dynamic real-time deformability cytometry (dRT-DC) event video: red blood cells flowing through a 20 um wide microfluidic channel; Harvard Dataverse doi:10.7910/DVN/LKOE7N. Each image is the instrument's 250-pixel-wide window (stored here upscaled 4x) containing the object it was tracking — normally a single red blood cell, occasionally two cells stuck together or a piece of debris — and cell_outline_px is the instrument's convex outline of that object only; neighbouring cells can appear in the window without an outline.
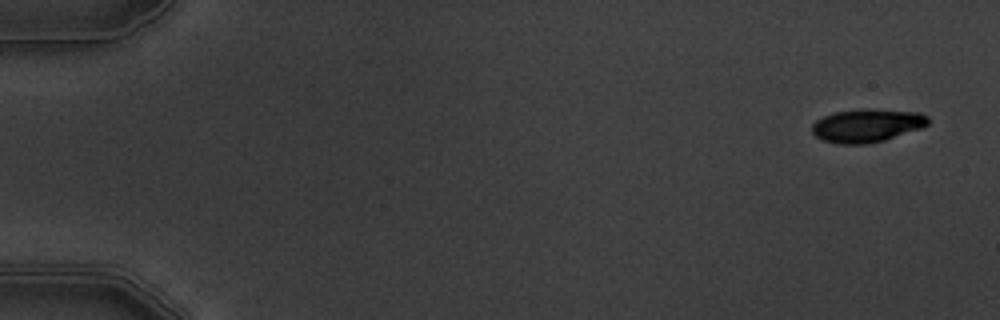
{"species": "common noctule bat (a hibernating species)", "species_latin": "Nyctalus noctula", "temperature_condition": "warm", "stored_images_in_passage": 5, "segment_of_instrument_passage": [1, 2], "camera_frame_rate_fps": 3000, "um_per_image_px": 0.085, "animal": {"sex": "male", "body_mass_g": 19.5, "forearm_length_mm": 54.6}, "frame": {"image": 1, "passage_image": 1, "time_ms": 0.0, "image_size_px": [1000, 320], "cell_outline_px": [[928, 124], [920, 128], [884, 140], [864, 144], [840, 144], [824, 140], [816, 136], [812, 132], [812, 124], [816, 120], [832, 112], [860, 108], [872, 108], [920, 112], [928, 116]], "centroid_in_image_um": [73.68, 10.64], "position_along_channel_um": 11.3, "area_um2": 22.6}}